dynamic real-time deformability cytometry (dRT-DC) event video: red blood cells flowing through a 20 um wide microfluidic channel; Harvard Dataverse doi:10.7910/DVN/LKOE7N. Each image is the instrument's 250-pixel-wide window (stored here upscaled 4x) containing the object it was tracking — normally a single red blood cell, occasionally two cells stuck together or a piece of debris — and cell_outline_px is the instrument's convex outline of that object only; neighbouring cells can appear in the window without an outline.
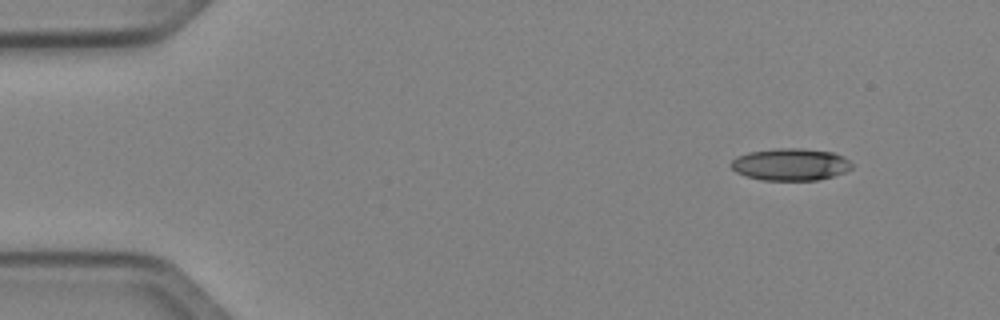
{"species": "Egyptian fruit bat (a non-hibernating species)", "species_latin": "Rousettus aegyptiacus", "temperature_condition": "cold", "stored_images_in_passage": 46, "camera_frame_rate_fps": 3000, "um_per_image_px": 0.085, "animal": {"sex": "female"}, "frame": {"image": 1, "passage_image": 1, "time_ms": 0.0, "image_size_px": [1000, 320], "cell_outline_px": [[852, 168], [844, 172], [832, 176], [816, 180], [760, 180], [736, 172], [728, 164], [736, 156], [748, 152], [776, 148], [800, 148], [832, 152], [844, 156], [852, 164]], "centroid_in_image_um": [67.16, 13.97], "position_along_channel_um": 17.8, "area_um2": 22.66}}
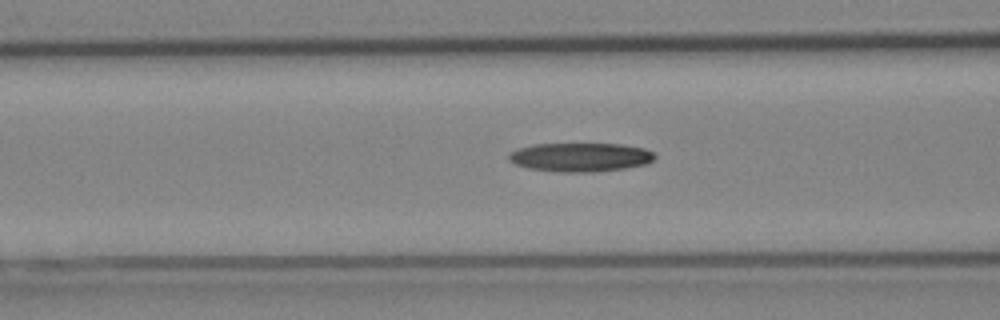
{"frame": {"image": 2, "passage_image": 16, "time_ms": 5.0, "image_size_px": [1000, 320], "cell_outline_px": [[656, 156], [652, 160], [644, 164], [624, 168], [592, 172], [560, 172], [528, 168], [516, 164], [508, 160], [508, 152], [532, 144], [624, 144], [644, 148], [652, 152]], "centroid_in_image_um": [49.3, 13.35], "position_along_channel_um": 117.3, "area_um2": 24.45}}
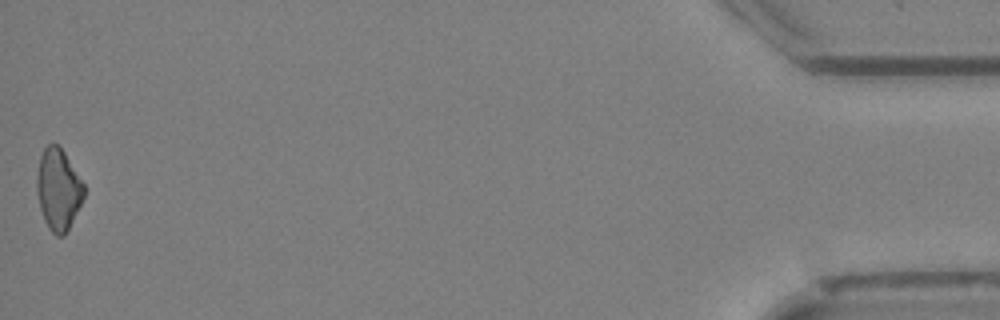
{"frame": {"image": 3, "passage_image": 46, "time_ms": 15.0, "image_size_px": [1000, 320], "cell_outline_px": [[84, 196], [64, 236], [56, 236], [48, 228], [44, 220], [40, 208], [36, 192], [36, 176], [40, 156], [44, 148], [52, 140], [64, 152], [84, 184]], "centroid_in_image_um": [4.92, 16.08], "position_along_channel_um": 430.3, "area_um2": 22.25}}